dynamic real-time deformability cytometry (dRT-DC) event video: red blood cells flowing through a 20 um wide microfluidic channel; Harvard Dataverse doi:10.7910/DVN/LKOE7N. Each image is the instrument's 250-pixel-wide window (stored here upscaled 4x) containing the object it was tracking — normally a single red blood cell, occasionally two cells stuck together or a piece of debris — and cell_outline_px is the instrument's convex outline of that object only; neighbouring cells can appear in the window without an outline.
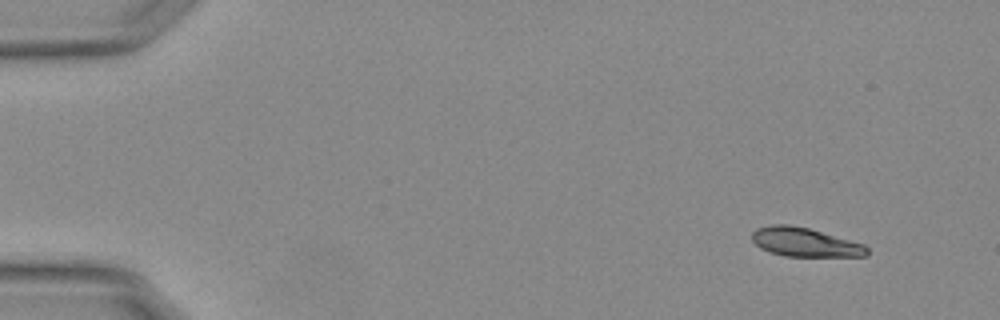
{"species": "Egyptian fruit bat (a non-hibernating species)", "species_latin": "Rousettus aegyptiacus", "temperature_condition": "warm", "stored_images_in_passage": 41, "camera_frame_rate_fps": 3000, "um_per_image_px": 0.085, "animal": {"sex": "female"}, "frame": {"image": 1, "passage_image": 1, "time_ms": 0.0, "image_size_px": [1000, 320], "cell_outline_px": [[868, 256], [784, 256], [760, 248], [752, 240], [752, 232], [756, 228], [772, 224], [788, 224], [808, 228], [864, 244], [868, 248]], "centroid_in_image_um": [68.4, 20.58], "position_along_channel_um": 16.6, "area_um2": 19.25}}
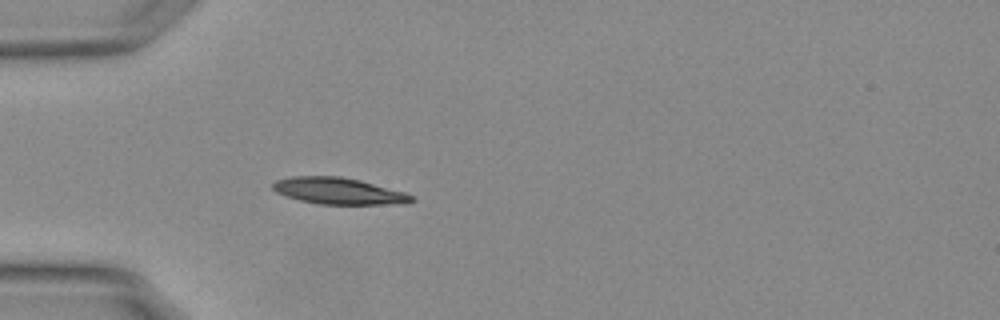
{"frame": {"image": 2, "passage_image": 13, "time_ms": 4.0, "image_size_px": [1000, 320], "cell_outline_px": [[416, 200], [404, 204], [320, 204], [300, 200], [276, 192], [272, 188], [272, 184], [276, 180], [292, 176], [340, 176], [360, 180], [404, 192], [412, 196]], "centroid_in_image_um": [28.78, 16.23], "position_along_channel_um": 56.2, "area_um2": 21.33}}
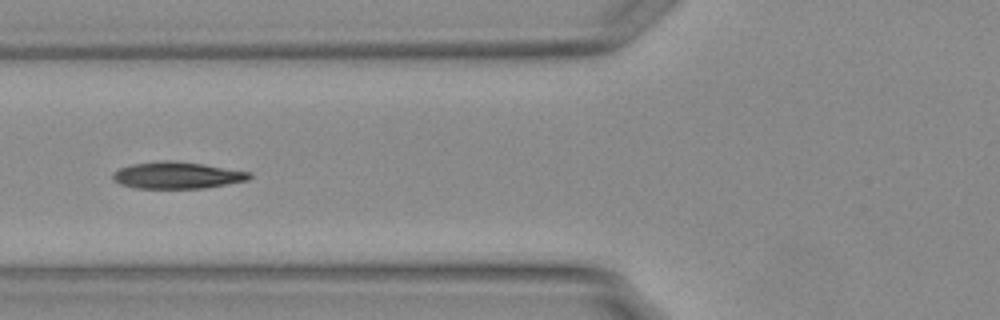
{"frame": {"image": 3, "passage_image": 18, "time_ms": 5.667, "image_size_px": [1000, 320], "cell_outline_px": [[252, 176], [248, 180], [204, 188], [136, 188], [120, 184], [112, 180], [112, 176], [120, 168], [132, 164], [164, 160], [168, 160], [204, 164], [252, 172]], "centroid_in_image_um": [15.07, 14.9], "position_along_channel_um": 110.7, "area_um2": 21.21}}